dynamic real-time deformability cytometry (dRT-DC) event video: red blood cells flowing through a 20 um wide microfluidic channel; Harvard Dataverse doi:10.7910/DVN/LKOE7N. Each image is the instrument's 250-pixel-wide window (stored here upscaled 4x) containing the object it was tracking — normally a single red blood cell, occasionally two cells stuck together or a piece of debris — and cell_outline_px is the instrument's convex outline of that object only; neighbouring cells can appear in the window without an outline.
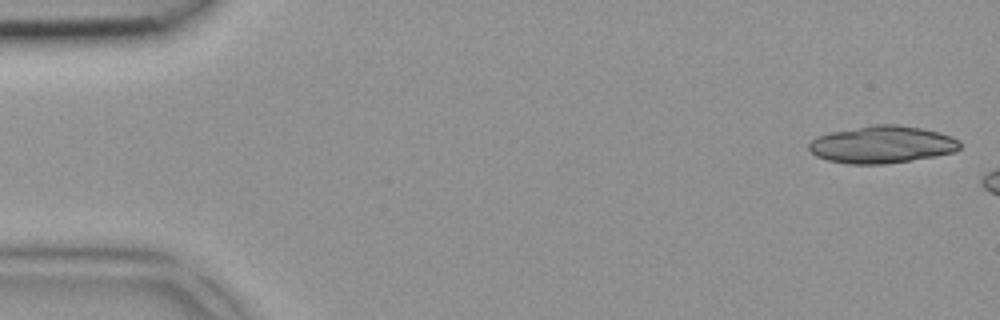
{"species": "common noctule bat (a hibernating species)", "species_latin": "Nyctalus noctula", "temperature_condition": "room temperature", "stored_images_in_passage": 3, "camera_frame_rate_fps": 3000, "um_per_image_px": 0.085, "animal": {"sex": "female", "body_mass_g": 18.4}, "frame": {"image": 1, "passage_image": 1, "time_ms": 0.0, "image_size_px": [1000, 320], "cell_outline_px": [[964, 144], [956, 152], [936, 156], [884, 164], [848, 164], [828, 160], [816, 156], [808, 148], [808, 144], [816, 136], [828, 132], [872, 124], [896, 124], [920, 128], [940, 132], [952, 136], [960, 140]], "centroid_in_image_um": [75.0, 12.28], "position_along_channel_um": 10.0, "area_um2": 33.23}}